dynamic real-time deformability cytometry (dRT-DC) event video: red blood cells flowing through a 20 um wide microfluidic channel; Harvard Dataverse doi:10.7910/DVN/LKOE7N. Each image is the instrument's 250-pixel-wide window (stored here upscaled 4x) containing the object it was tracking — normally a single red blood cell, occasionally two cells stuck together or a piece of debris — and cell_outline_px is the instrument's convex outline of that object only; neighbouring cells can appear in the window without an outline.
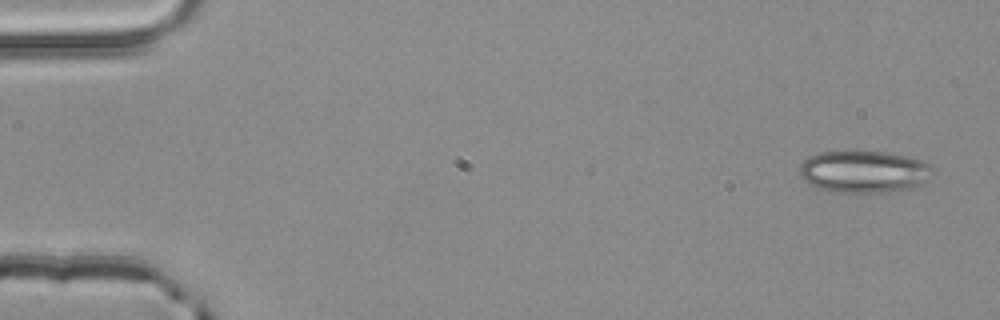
{"species": "common noctule bat (a hibernating species)", "species_latin": "Nyctalus noctula", "temperature_condition": "room temperature", "stored_images_in_passage": 4, "camera_frame_rate_fps": 3000, "um_per_image_px": 0.085, "animal": {"sex": "male", "body_mass_g": 20.4}, "frame": {"image": 1, "passage_image": 1, "time_ms": 0.0, "image_size_px": [1000, 320], "cell_outline_px": [[936, 172], [920, 184], [912, 188], [884, 192], [828, 192], [804, 180], [800, 176], [800, 164], [804, 160], [820, 152], [844, 148], [856, 148], [884, 152], [908, 156], [924, 160], [936, 168]], "centroid_in_image_um": [73.46, 14.53], "position_along_channel_um": 11.5, "area_um2": 33.76}}